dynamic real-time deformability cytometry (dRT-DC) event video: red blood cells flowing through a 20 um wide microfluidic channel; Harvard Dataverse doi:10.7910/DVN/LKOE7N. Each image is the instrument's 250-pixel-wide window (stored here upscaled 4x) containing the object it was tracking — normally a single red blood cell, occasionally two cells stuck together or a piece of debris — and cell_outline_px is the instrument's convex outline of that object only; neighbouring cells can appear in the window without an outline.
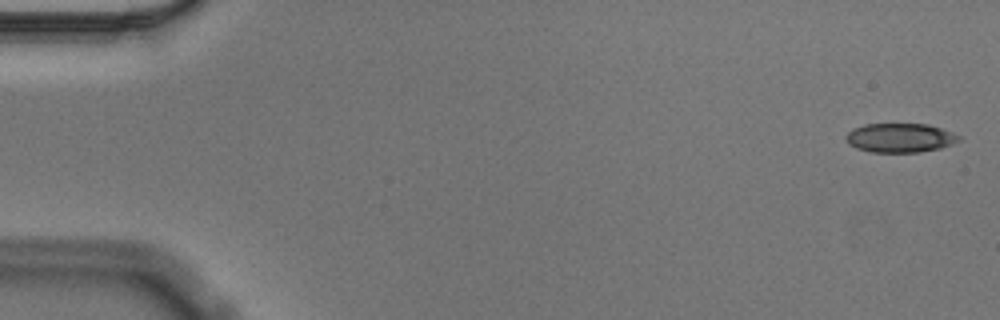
{"species": "Egyptian fruit bat (a non-hibernating species)", "species_latin": "Rousettus aegyptiacus", "temperature_condition": "cold", "stored_images_in_passage": 57, "camera_frame_rate_fps": 3000, "um_per_image_px": 0.085, "animal": {"sex": "male"}, "frame": {"image": 1, "passage_image": 2, "time_ms": 0.333, "image_size_px": [1000, 320], "cell_outline_px": [[960, 140], [952, 144], [940, 148], [920, 152], [872, 152], [856, 148], [848, 144], [844, 140], [844, 136], [852, 128], [864, 124], [928, 124], [952, 132], [960, 136]], "centroid_in_image_um": [76.46, 11.71], "position_along_channel_um": 8.5, "area_um2": 19.31}}
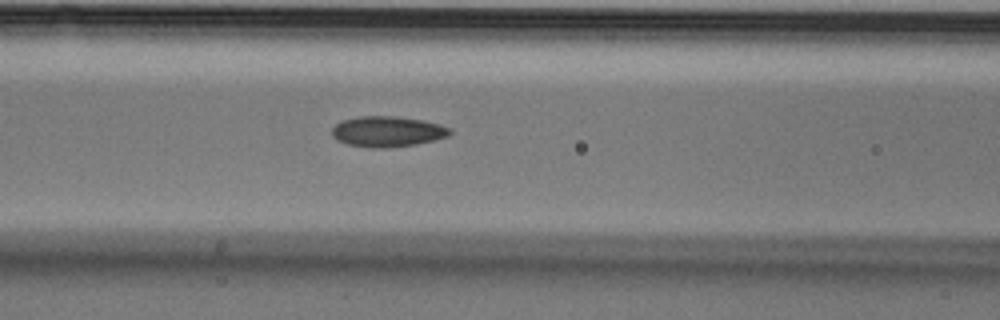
{"frame": {"image": 2, "passage_image": 24, "time_ms": 7.667, "image_size_px": [1000, 320], "cell_outline_px": [[452, 132], [448, 136], [416, 144], [384, 148], [372, 148], [348, 144], [336, 140], [332, 136], [332, 128], [340, 120], [360, 116], [396, 116], [424, 120], [440, 124], [452, 128]], "centroid_in_image_um": [32.92, 11.17], "position_along_channel_um": 133.7, "area_um2": 21.15}}
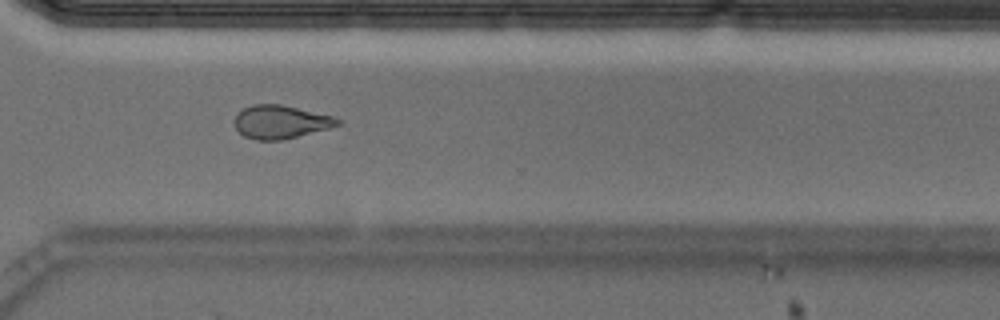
{"frame": {"image": 3, "passage_image": 42, "time_ms": 13.667, "image_size_px": [1000, 320], "cell_outline_px": [[344, 120], [340, 124], [328, 128], [280, 140], [256, 140], [244, 136], [232, 124], [232, 120], [236, 112], [252, 104], [280, 104], [332, 116]], "centroid_in_image_um": [23.78, 10.35], "position_along_channel_um": 346.8, "area_um2": 20.0}, "authors_computed_cell_mechanics": {"area_um2": 20.4034, "velocity_mm_per_s": 3.5576, "shape_relaxation_time_tau1_ms": null, "shape_relaxation_time_tau2_ms": 3.1898, "deformation_change_tau1": null, "deformation_change_tau2": 0.0969}}